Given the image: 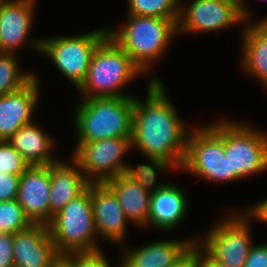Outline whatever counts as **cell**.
I'll return each instance as SVG.
<instances>
[{"mask_svg": "<svg viewBox=\"0 0 267 267\" xmlns=\"http://www.w3.org/2000/svg\"><path fill=\"white\" fill-rule=\"evenodd\" d=\"M148 79L146 99L134 96L131 147L146 158L165 160L180 170L192 127L179 117L162 79L154 73Z\"/></svg>", "mask_w": 267, "mask_h": 267, "instance_id": "cell-1", "label": "cell"}, {"mask_svg": "<svg viewBox=\"0 0 267 267\" xmlns=\"http://www.w3.org/2000/svg\"><path fill=\"white\" fill-rule=\"evenodd\" d=\"M177 21L127 15L122 25L114 29L107 27V35L129 55L143 74H150L153 63L161 60L174 35L178 34Z\"/></svg>", "mask_w": 267, "mask_h": 267, "instance_id": "cell-2", "label": "cell"}, {"mask_svg": "<svg viewBox=\"0 0 267 267\" xmlns=\"http://www.w3.org/2000/svg\"><path fill=\"white\" fill-rule=\"evenodd\" d=\"M74 116L76 144L131 137L134 96L82 99Z\"/></svg>", "mask_w": 267, "mask_h": 267, "instance_id": "cell-3", "label": "cell"}, {"mask_svg": "<svg viewBox=\"0 0 267 267\" xmlns=\"http://www.w3.org/2000/svg\"><path fill=\"white\" fill-rule=\"evenodd\" d=\"M143 75L125 51L107 36L95 49L84 81L77 88L83 99L130 97L122 89Z\"/></svg>", "mask_w": 267, "mask_h": 267, "instance_id": "cell-4", "label": "cell"}, {"mask_svg": "<svg viewBox=\"0 0 267 267\" xmlns=\"http://www.w3.org/2000/svg\"><path fill=\"white\" fill-rule=\"evenodd\" d=\"M49 234L58 252L63 257L69 253L97 252L100 244L94 224L91 184L76 199L52 217L48 224Z\"/></svg>", "mask_w": 267, "mask_h": 267, "instance_id": "cell-5", "label": "cell"}, {"mask_svg": "<svg viewBox=\"0 0 267 267\" xmlns=\"http://www.w3.org/2000/svg\"><path fill=\"white\" fill-rule=\"evenodd\" d=\"M209 125L224 140L229 174L242 180L267 170V134L263 130L224 118Z\"/></svg>", "mask_w": 267, "mask_h": 267, "instance_id": "cell-6", "label": "cell"}, {"mask_svg": "<svg viewBox=\"0 0 267 267\" xmlns=\"http://www.w3.org/2000/svg\"><path fill=\"white\" fill-rule=\"evenodd\" d=\"M224 152L223 138L210 125L192 127L181 170L213 183L240 180L235 174H229L228 157Z\"/></svg>", "mask_w": 267, "mask_h": 267, "instance_id": "cell-7", "label": "cell"}, {"mask_svg": "<svg viewBox=\"0 0 267 267\" xmlns=\"http://www.w3.org/2000/svg\"><path fill=\"white\" fill-rule=\"evenodd\" d=\"M225 217L211 225L197 243L218 263L228 267H244L254 244L249 227L252 219L243 210H234Z\"/></svg>", "mask_w": 267, "mask_h": 267, "instance_id": "cell-8", "label": "cell"}, {"mask_svg": "<svg viewBox=\"0 0 267 267\" xmlns=\"http://www.w3.org/2000/svg\"><path fill=\"white\" fill-rule=\"evenodd\" d=\"M107 28L77 36L42 38L40 53L56 65L76 89L84 81L96 47L107 37Z\"/></svg>", "mask_w": 267, "mask_h": 267, "instance_id": "cell-9", "label": "cell"}, {"mask_svg": "<svg viewBox=\"0 0 267 267\" xmlns=\"http://www.w3.org/2000/svg\"><path fill=\"white\" fill-rule=\"evenodd\" d=\"M131 137L105 138L75 144L72 158L80 167L87 181L105 183L124 174V157L131 152Z\"/></svg>", "mask_w": 267, "mask_h": 267, "instance_id": "cell-10", "label": "cell"}, {"mask_svg": "<svg viewBox=\"0 0 267 267\" xmlns=\"http://www.w3.org/2000/svg\"><path fill=\"white\" fill-rule=\"evenodd\" d=\"M239 22L245 23L241 0H192L189 5L180 1L177 33L217 32Z\"/></svg>", "mask_w": 267, "mask_h": 267, "instance_id": "cell-11", "label": "cell"}, {"mask_svg": "<svg viewBox=\"0 0 267 267\" xmlns=\"http://www.w3.org/2000/svg\"><path fill=\"white\" fill-rule=\"evenodd\" d=\"M36 0H0V52L17 54L29 43L40 54L42 39L29 38Z\"/></svg>", "mask_w": 267, "mask_h": 267, "instance_id": "cell-12", "label": "cell"}, {"mask_svg": "<svg viewBox=\"0 0 267 267\" xmlns=\"http://www.w3.org/2000/svg\"><path fill=\"white\" fill-rule=\"evenodd\" d=\"M50 165L30 166L20 175L18 204L32 224L50 223Z\"/></svg>", "mask_w": 267, "mask_h": 267, "instance_id": "cell-13", "label": "cell"}, {"mask_svg": "<svg viewBox=\"0 0 267 267\" xmlns=\"http://www.w3.org/2000/svg\"><path fill=\"white\" fill-rule=\"evenodd\" d=\"M91 203L98 238L118 246L122 244L130 221L114 192L105 183H92Z\"/></svg>", "mask_w": 267, "mask_h": 267, "instance_id": "cell-14", "label": "cell"}, {"mask_svg": "<svg viewBox=\"0 0 267 267\" xmlns=\"http://www.w3.org/2000/svg\"><path fill=\"white\" fill-rule=\"evenodd\" d=\"M14 267H54L60 260L48 225L32 224L13 235Z\"/></svg>", "mask_w": 267, "mask_h": 267, "instance_id": "cell-15", "label": "cell"}, {"mask_svg": "<svg viewBox=\"0 0 267 267\" xmlns=\"http://www.w3.org/2000/svg\"><path fill=\"white\" fill-rule=\"evenodd\" d=\"M37 74L22 88L0 96V141L9 140L23 125L31 123L39 103Z\"/></svg>", "mask_w": 267, "mask_h": 267, "instance_id": "cell-16", "label": "cell"}, {"mask_svg": "<svg viewBox=\"0 0 267 267\" xmlns=\"http://www.w3.org/2000/svg\"><path fill=\"white\" fill-rule=\"evenodd\" d=\"M199 237L168 239L122 249L120 267H171Z\"/></svg>", "mask_w": 267, "mask_h": 267, "instance_id": "cell-17", "label": "cell"}, {"mask_svg": "<svg viewBox=\"0 0 267 267\" xmlns=\"http://www.w3.org/2000/svg\"><path fill=\"white\" fill-rule=\"evenodd\" d=\"M185 190L166 183L150 195L148 226L164 232H171L180 226L189 210ZM188 208V209H187Z\"/></svg>", "mask_w": 267, "mask_h": 267, "instance_id": "cell-18", "label": "cell"}, {"mask_svg": "<svg viewBox=\"0 0 267 267\" xmlns=\"http://www.w3.org/2000/svg\"><path fill=\"white\" fill-rule=\"evenodd\" d=\"M50 183V221L65 205L81 195L90 184L72 158L68 162L59 159L56 163L50 164Z\"/></svg>", "mask_w": 267, "mask_h": 267, "instance_id": "cell-19", "label": "cell"}, {"mask_svg": "<svg viewBox=\"0 0 267 267\" xmlns=\"http://www.w3.org/2000/svg\"><path fill=\"white\" fill-rule=\"evenodd\" d=\"M242 33V68L267 89V21L244 23Z\"/></svg>", "mask_w": 267, "mask_h": 267, "instance_id": "cell-20", "label": "cell"}, {"mask_svg": "<svg viewBox=\"0 0 267 267\" xmlns=\"http://www.w3.org/2000/svg\"><path fill=\"white\" fill-rule=\"evenodd\" d=\"M7 141L30 166L50 165L59 160L54 159L52 153L55 149L54 138L33 121L23 125Z\"/></svg>", "mask_w": 267, "mask_h": 267, "instance_id": "cell-21", "label": "cell"}, {"mask_svg": "<svg viewBox=\"0 0 267 267\" xmlns=\"http://www.w3.org/2000/svg\"><path fill=\"white\" fill-rule=\"evenodd\" d=\"M105 184L114 192L130 223L146 227L151 194L124 174H119Z\"/></svg>", "mask_w": 267, "mask_h": 267, "instance_id": "cell-22", "label": "cell"}, {"mask_svg": "<svg viewBox=\"0 0 267 267\" xmlns=\"http://www.w3.org/2000/svg\"><path fill=\"white\" fill-rule=\"evenodd\" d=\"M150 164H139L136 167L126 164L124 175L137 182L146 192L152 194L163 187L167 182L158 181V173H166L174 167L167 161L159 158H147ZM173 168V169H172Z\"/></svg>", "mask_w": 267, "mask_h": 267, "instance_id": "cell-23", "label": "cell"}, {"mask_svg": "<svg viewBox=\"0 0 267 267\" xmlns=\"http://www.w3.org/2000/svg\"><path fill=\"white\" fill-rule=\"evenodd\" d=\"M17 57L14 53H0V96L22 88L35 76L33 71L20 70Z\"/></svg>", "mask_w": 267, "mask_h": 267, "instance_id": "cell-24", "label": "cell"}, {"mask_svg": "<svg viewBox=\"0 0 267 267\" xmlns=\"http://www.w3.org/2000/svg\"><path fill=\"white\" fill-rule=\"evenodd\" d=\"M127 15L178 19L180 0H127Z\"/></svg>", "mask_w": 267, "mask_h": 267, "instance_id": "cell-25", "label": "cell"}, {"mask_svg": "<svg viewBox=\"0 0 267 267\" xmlns=\"http://www.w3.org/2000/svg\"><path fill=\"white\" fill-rule=\"evenodd\" d=\"M31 225L17 199L0 201V234L14 235Z\"/></svg>", "mask_w": 267, "mask_h": 267, "instance_id": "cell-26", "label": "cell"}, {"mask_svg": "<svg viewBox=\"0 0 267 267\" xmlns=\"http://www.w3.org/2000/svg\"><path fill=\"white\" fill-rule=\"evenodd\" d=\"M30 164L15 150L8 141H0V174L20 176Z\"/></svg>", "mask_w": 267, "mask_h": 267, "instance_id": "cell-27", "label": "cell"}, {"mask_svg": "<svg viewBox=\"0 0 267 267\" xmlns=\"http://www.w3.org/2000/svg\"><path fill=\"white\" fill-rule=\"evenodd\" d=\"M61 260L68 267H111L102 250L89 253H69ZM114 267H120V262Z\"/></svg>", "mask_w": 267, "mask_h": 267, "instance_id": "cell-28", "label": "cell"}, {"mask_svg": "<svg viewBox=\"0 0 267 267\" xmlns=\"http://www.w3.org/2000/svg\"><path fill=\"white\" fill-rule=\"evenodd\" d=\"M20 176L0 174V201L17 199Z\"/></svg>", "mask_w": 267, "mask_h": 267, "instance_id": "cell-29", "label": "cell"}, {"mask_svg": "<svg viewBox=\"0 0 267 267\" xmlns=\"http://www.w3.org/2000/svg\"><path fill=\"white\" fill-rule=\"evenodd\" d=\"M244 267H267V242L252 245Z\"/></svg>", "mask_w": 267, "mask_h": 267, "instance_id": "cell-30", "label": "cell"}, {"mask_svg": "<svg viewBox=\"0 0 267 267\" xmlns=\"http://www.w3.org/2000/svg\"><path fill=\"white\" fill-rule=\"evenodd\" d=\"M0 267H14L12 234H0Z\"/></svg>", "mask_w": 267, "mask_h": 267, "instance_id": "cell-31", "label": "cell"}, {"mask_svg": "<svg viewBox=\"0 0 267 267\" xmlns=\"http://www.w3.org/2000/svg\"><path fill=\"white\" fill-rule=\"evenodd\" d=\"M253 221H260L267 225V197L257 202L252 207L242 209Z\"/></svg>", "mask_w": 267, "mask_h": 267, "instance_id": "cell-32", "label": "cell"}, {"mask_svg": "<svg viewBox=\"0 0 267 267\" xmlns=\"http://www.w3.org/2000/svg\"><path fill=\"white\" fill-rule=\"evenodd\" d=\"M171 267H197V242Z\"/></svg>", "mask_w": 267, "mask_h": 267, "instance_id": "cell-33", "label": "cell"}, {"mask_svg": "<svg viewBox=\"0 0 267 267\" xmlns=\"http://www.w3.org/2000/svg\"><path fill=\"white\" fill-rule=\"evenodd\" d=\"M197 267H228L214 260L198 243H197Z\"/></svg>", "mask_w": 267, "mask_h": 267, "instance_id": "cell-34", "label": "cell"}, {"mask_svg": "<svg viewBox=\"0 0 267 267\" xmlns=\"http://www.w3.org/2000/svg\"><path fill=\"white\" fill-rule=\"evenodd\" d=\"M242 1V16H243V18H244V21L245 22H249V19H250V21H252L251 20V18L250 17H252L251 15V11L249 10V8L244 4V2H245V0H241Z\"/></svg>", "mask_w": 267, "mask_h": 267, "instance_id": "cell-35", "label": "cell"}, {"mask_svg": "<svg viewBox=\"0 0 267 267\" xmlns=\"http://www.w3.org/2000/svg\"><path fill=\"white\" fill-rule=\"evenodd\" d=\"M54 267H68L62 260H60Z\"/></svg>", "mask_w": 267, "mask_h": 267, "instance_id": "cell-36", "label": "cell"}, {"mask_svg": "<svg viewBox=\"0 0 267 267\" xmlns=\"http://www.w3.org/2000/svg\"><path fill=\"white\" fill-rule=\"evenodd\" d=\"M259 21H267V16L260 18Z\"/></svg>", "mask_w": 267, "mask_h": 267, "instance_id": "cell-37", "label": "cell"}]
</instances>
